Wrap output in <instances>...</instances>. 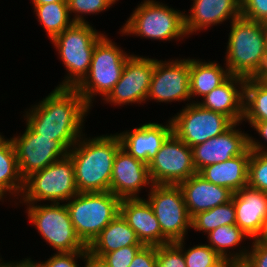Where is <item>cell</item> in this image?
Listing matches in <instances>:
<instances>
[{
	"label": "cell",
	"mask_w": 267,
	"mask_h": 267,
	"mask_svg": "<svg viewBox=\"0 0 267 267\" xmlns=\"http://www.w3.org/2000/svg\"><path fill=\"white\" fill-rule=\"evenodd\" d=\"M118 0H67L69 13H75L71 18L75 23H87L82 16L86 14H99L109 9Z\"/></svg>",
	"instance_id": "obj_34"
},
{
	"label": "cell",
	"mask_w": 267,
	"mask_h": 267,
	"mask_svg": "<svg viewBox=\"0 0 267 267\" xmlns=\"http://www.w3.org/2000/svg\"><path fill=\"white\" fill-rule=\"evenodd\" d=\"M121 199L110 191L78 193L65 203L76 234L88 247L120 213Z\"/></svg>",
	"instance_id": "obj_5"
},
{
	"label": "cell",
	"mask_w": 267,
	"mask_h": 267,
	"mask_svg": "<svg viewBox=\"0 0 267 267\" xmlns=\"http://www.w3.org/2000/svg\"><path fill=\"white\" fill-rule=\"evenodd\" d=\"M147 201L157 218L162 234L170 241L185 240L191 229V217L178 185L153 184Z\"/></svg>",
	"instance_id": "obj_10"
},
{
	"label": "cell",
	"mask_w": 267,
	"mask_h": 267,
	"mask_svg": "<svg viewBox=\"0 0 267 267\" xmlns=\"http://www.w3.org/2000/svg\"><path fill=\"white\" fill-rule=\"evenodd\" d=\"M189 58L159 61L154 59V71L146 101L157 102L189 101L190 95Z\"/></svg>",
	"instance_id": "obj_14"
},
{
	"label": "cell",
	"mask_w": 267,
	"mask_h": 267,
	"mask_svg": "<svg viewBox=\"0 0 267 267\" xmlns=\"http://www.w3.org/2000/svg\"><path fill=\"white\" fill-rule=\"evenodd\" d=\"M88 251L54 253L45 262H39L41 267H79L78 258L84 260Z\"/></svg>",
	"instance_id": "obj_38"
},
{
	"label": "cell",
	"mask_w": 267,
	"mask_h": 267,
	"mask_svg": "<svg viewBox=\"0 0 267 267\" xmlns=\"http://www.w3.org/2000/svg\"><path fill=\"white\" fill-rule=\"evenodd\" d=\"M245 78L231 75L224 83L203 96L202 107L227 116L233 123H242L244 114Z\"/></svg>",
	"instance_id": "obj_23"
},
{
	"label": "cell",
	"mask_w": 267,
	"mask_h": 267,
	"mask_svg": "<svg viewBox=\"0 0 267 267\" xmlns=\"http://www.w3.org/2000/svg\"><path fill=\"white\" fill-rule=\"evenodd\" d=\"M91 109L75 88L56 87L24 115L26 124L42 137L60 141L70 150L83 135Z\"/></svg>",
	"instance_id": "obj_1"
},
{
	"label": "cell",
	"mask_w": 267,
	"mask_h": 267,
	"mask_svg": "<svg viewBox=\"0 0 267 267\" xmlns=\"http://www.w3.org/2000/svg\"><path fill=\"white\" fill-rule=\"evenodd\" d=\"M189 71L191 98H195L197 95L198 97L205 96L231 76L226 66L224 69L215 61L203 62L199 59L189 58Z\"/></svg>",
	"instance_id": "obj_26"
},
{
	"label": "cell",
	"mask_w": 267,
	"mask_h": 267,
	"mask_svg": "<svg viewBox=\"0 0 267 267\" xmlns=\"http://www.w3.org/2000/svg\"><path fill=\"white\" fill-rule=\"evenodd\" d=\"M88 23H74L51 40L68 72L57 87L75 88L89 72L95 45L105 35Z\"/></svg>",
	"instance_id": "obj_4"
},
{
	"label": "cell",
	"mask_w": 267,
	"mask_h": 267,
	"mask_svg": "<svg viewBox=\"0 0 267 267\" xmlns=\"http://www.w3.org/2000/svg\"><path fill=\"white\" fill-rule=\"evenodd\" d=\"M28 219L49 246L60 252L88 251L76 234L65 203L27 204Z\"/></svg>",
	"instance_id": "obj_9"
},
{
	"label": "cell",
	"mask_w": 267,
	"mask_h": 267,
	"mask_svg": "<svg viewBox=\"0 0 267 267\" xmlns=\"http://www.w3.org/2000/svg\"><path fill=\"white\" fill-rule=\"evenodd\" d=\"M236 225L250 239L262 238L267 226V192L244 187L233 193Z\"/></svg>",
	"instance_id": "obj_18"
},
{
	"label": "cell",
	"mask_w": 267,
	"mask_h": 267,
	"mask_svg": "<svg viewBox=\"0 0 267 267\" xmlns=\"http://www.w3.org/2000/svg\"><path fill=\"white\" fill-rule=\"evenodd\" d=\"M195 102L186 104L180 113L170 119L172 132L189 147L218 136L233 124L227 116Z\"/></svg>",
	"instance_id": "obj_11"
},
{
	"label": "cell",
	"mask_w": 267,
	"mask_h": 267,
	"mask_svg": "<svg viewBox=\"0 0 267 267\" xmlns=\"http://www.w3.org/2000/svg\"><path fill=\"white\" fill-rule=\"evenodd\" d=\"M54 2H67V0H32L33 4H47Z\"/></svg>",
	"instance_id": "obj_45"
},
{
	"label": "cell",
	"mask_w": 267,
	"mask_h": 267,
	"mask_svg": "<svg viewBox=\"0 0 267 267\" xmlns=\"http://www.w3.org/2000/svg\"><path fill=\"white\" fill-rule=\"evenodd\" d=\"M250 126L257 131V133L267 142V121H247ZM258 142V140L253 139L249 136V149L251 151H267V148Z\"/></svg>",
	"instance_id": "obj_41"
},
{
	"label": "cell",
	"mask_w": 267,
	"mask_h": 267,
	"mask_svg": "<svg viewBox=\"0 0 267 267\" xmlns=\"http://www.w3.org/2000/svg\"><path fill=\"white\" fill-rule=\"evenodd\" d=\"M178 186L191 218L199 212L229 202L233 195L228 188L206 181L198 173L180 182Z\"/></svg>",
	"instance_id": "obj_22"
},
{
	"label": "cell",
	"mask_w": 267,
	"mask_h": 267,
	"mask_svg": "<svg viewBox=\"0 0 267 267\" xmlns=\"http://www.w3.org/2000/svg\"><path fill=\"white\" fill-rule=\"evenodd\" d=\"M267 121V86L257 77L245 80L243 121Z\"/></svg>",
	"instance_id": "obj_30"
},
{
	"label": "cell",
	"mask_w": 267,
	"mask_h": 267,
	"mask_svg": "<svg viewBox=\"0 0 267 267\" xmlns=\"http://www.w3.org/2000/svg\"><path fill=\"white\" fill-rule=\"evenodd\" d=\"M264 34H265V44H266V53H267V22L263 23Z\"/></svg>",
	"instance_id": "obj_47"
},
{
	"label": "cell",
	"mask_w": 267,
	"mask_h": 267,
	"mask_svg": "<svg viewBox=\"0 0 267 267\" xmlns=\"http://www.w3.org/2000/svg\"><path fill=\"white\" fill-rule=\"evenodd\" d=\"M130 56L107 35L95 45L89 72L75 87L90 108L97 94L105 99L113 90Z\"/></svg>",
	"instance_id": "obj_6"
},
{
	"label": "cell",
	"mask_w": 267,
	"mask_h": 267,
	"mask_svg": "<svg viewBox=\"0 0 267 267\" xmlns=\"http://www.w3.org/2000/svg\"><path fill=\"white\" fill-rule=\"evenodd\" d=\"M241 17L261 23L267 22V0H241Z\"/></svg>",
	"instance_id": "obj_37"
},
{
	"label": "cell",
	"mask_w": 267,
	"mask_h": 267,
	"mask_svg": "<svg viewBox=\"0 0 267 267\" xmlns=\"http://www.w3.org/2000/svg\"><path fill=\"white\" fill-rule=\"evenodd\" d=\"M262 238H264L265 240H267V226H266V230H265V233H264V235H263Z\"/></svg>",
	"instance_id": "obj_48"
},
{
	"label": "cell",
	"mask_w": 267,
	"mask_h": 267,
	"mask_svg": "<svg viewBox=\"0 0 267 267\" xmlns=\"http://www.w3.org/2000/svg\"><path fill=\"white\" fill-rule=\"evenodd\" d=\"M247 186L267 192V151H251Z\"/></svg>",
	"instance_id": "obj_33"
},
{
	"label": "cell",
	"mask_w": 267,
	"mask_h": 267,
	"mask_svg": "<svg viewBox=\"0 0 267 267\" xmlns=\"http://www.w3.org/2000/svg\"><path fill=\"white\" fill-rule=\"evenodd\" d=\"M144 245L124 246L118 250L105 253L101 258L108 267H129L137 252Z\"/></svg>",
	"instance_id": "obj_36"
},
{
	"label": "cell",
	"mask_w": 267,
	"mask_h": 267,
	"mask_svg": "<svg viewBox=\"0 0 267 267\" xmlns=\"http://www.w3.org/2000/svg\"><path fill=\"white\" fill-rule=\"evenodd\" d=\"M143 245L135 231L119 213L87 247L88 252L101 258L105 253L118 250L124 246Z\"/></svg>",
	"instance_id": "obj_25"
},
{
	"label": "cell",
	"mask_w": 267,
	"mask_h": 267,
	"mask_svg": "<svg viewBox=\"0 0 267 267\" xmlns=\"http://www.w3.org/2000/svg\"><path fill=\"white\" fill-rule=\"evenodd\" d=\"M191 6L190 14H184L187 36L241 16V0H194Z\"/></svg>",
	"instance_id": "obj_21"
},
{
	"label": "cell",
	"mask_w": 267,
	"mask_h": 267,
	"mask_svg": "<svg viewBox=\"0 0 267 267\" xmlns=\"http://www.w3.org/2000/svg\"><path fill=\"white\" fill-rule=\"evenodd\" d=\"M174 243L183 251L186 267H221L225 262L208 244L194 245L184 251V239Z\"/></svg>",
	"instance_id": "obj_32"
},
{
	"label": "cell",
	"mask_w": 267,
	"mask_h": 267,
	"mask_svg": "<svg viewBox=\"0 0 267 267\" xmlns=\"http://www.w3.org/2000/svg\"><path fill=\"white\" fill-rule=\"evenodd\" d=\"M230 23L225 53L229 73L245 79L259 77L267 63L263 23L241 16Z\"/></svg>",
	"instance_id": "obj_3"
},
{
	"label": "cell",
	"mask_w": 267,
	"mask_h": 267,
	"mask_svg": "<svg viewBox=\"0 0 267 267\" xmlns=\"http://www.w3.org/2000/svg\"><path fill=\"white\" fill-rule=\"evenodd\" d=\"M120 214L135 231L138 240L144 246H160L171 243L162 234L160 224L146 198L122 199Z\"/></svg>",
	"instance_id": "obj_19"
},
{
	"label": "cell",
	"mask_w": 267,
	"mask_h": 267,
	"mask_svg": "<svg viewBox=\"0 0 267 267\" xmlns=\"http://www.w3.org/2000/svg\"><path fill=\"white\" fill-rule=\"evenodd\" d=\"M171 133L172 122L169 119L166 125L155 122L144 123L118 135L122 148L137 160L148 165Z\"/></svg>",
	"instance_id": "obj_20"
},
{
	"label": "cell",
	"mask_w": 267,
	"mask_h": 267,
	"mask_svg": "<svg viewBox=\"0 0 267 267\" xmlns=\"http://www.w3.org/2000/svg\"><path fill=\"white\" fill-rule=\"evenodd\" d=\"M10 139L24 180L69 154V150L60 141H52L36 134L27 124L22 135Z\"/></svg>",
	"instance_id": "obj_13"
},
{
	"label": "cell",
	"mask_w": 267,
	"mask_h": 267,
	"mask_svg": "<svg viewBox=\"0 0 267 267\" xmlns=\"http://www.w3.org/2000/svg\"><path fill=\"white\" fill-rule=\"evenodd\" d=\"M221 267H249L245 261H225Z\"/></svg>",
	"instance_id": "obj_44"
},
{
	"label": "cell",
	"mask_w": 267,
	"mask_h": 267,
	"mask_svg": "<svg viewBox=\"0 0 267 267\" xmlns=\"http://www.w3.org/2000/svg\"><path fill=\"white\" fill-rule=\"evenodd\" d=\"M156 267H186L183 251L174 242L156 246Z\"/></svg>",
	"instance_id": "obj_35"
},
{
	"label": "cell",
	"mask_w": 267,
	"mask_h": 267,
	"mask_svg": "<svg viewBox=\"0 0 267 267\" xmlns=\"http://www.w3.org/2000/svg\"><path fill=\"white\" fill-rule=\"evenodd\" d=\"M146 185H153L148 165L137 160L122 147L117 151L111 174L110 192L119 199L139 197V191Z\"/></svg>",
	"instance_id": "obj_17"
},
{
	"label": "cell",
	"mask_w": 267,
	"mask_h": 267,
	"mask_svg": "<svg viewBox=\"0 0 267 267\" xmlns=\"http://www.w3.org/2000/svg\"><path fill=\"white\" fill-rule=\"evenodd\" d=\"M236 126H239V123H233L218 136L191 147L197 173L207 165L242 155L249 148V134L242 133Z\"/></svg>",
	"instance_id": "obj_16"
},
{
	"label": "cell",
	"mask_w": 267,
	"mask_h": 267,
	"mask_svg": "<svg viewBox=\"0 0 267 267\" xmlns=\"http://www.w3.org/2000/svg\"><path fill=\"white\" fill-rule=\"evenodd\" d=\"M120 32L153 40L184 39V12L156 0H144L134 8Z\"/></svg>",
	"instance_id": "obj_7"
},
{
	"label": "cell",
	"mask_w": 267,
	"mask_h": 267,
	"mask_svg": "<svg viewBox=\"0 0 267 267\" xmlns=\"http://www.w3.org/2000/svg\"><path fill=\"white\" fill-rule=\"evenodd\" d=\"M244 260L249 267H267V240L253 239L251 249H248Z\"/></svg>",
	"instance_id": "obj_39"
},
{
	"label": "cell",
	"mask_w": 267,
	"mask_h": 267,
	"mask_svg": "<svg viewBox=\"0 0 267 267\" xmlns=\"http://www.w3.org/2000/svg\"><path fill=\"white\" fill-rule=\"evenodd\" d=\"M33 6L38 22L42 24L50 40L75 23L70 19L67 2L33 4Z\"/></svg>",
	"instance_id": "obj_29"
},
{
	"label": "cell",
	"mask_w": 267,
	"mask_h": 267,
	"mask_svg": "<svg viewBox=\"0 0 267 267\" xmlns=\"http://www.w3.org/2000/svg\"><path fill=\"white\" fill-rule=\"evenodd\" d=\"M251 150L221 163H214L202 168L198 174L206 181L228 188L233 193L248 185V162Z\"/></svg>",
	"instance_id": "obj_24"
},
{
	"label": "cell",
	"mask_w": 267,
	"mask_h": 267,
	"mask_svg": "<svg viewBox=\"0 0 267 267\" xmlns=\"http://www.w3.org/2000/svg\"><path fill=\"white\" fill-rule=\"evenodd\" d=\"M153 71L154 58L131 54L125 63L120 80L103 100L115 106L145 103Z\"/></svg>",
	"instance_id": "obj_15"
},
{
	"label": "cell",
	"mask_w": 267,
	"mask_h": 267,
	"mask_svg": "<svg viewBox=\"0 0 267 267\" xmlns=\"http://www.w3.org/2000/svg\"><path fill=\"white\" fill-rule=\"evenodd\" d=\"M24 188L16 152L11 139L0 134V201L7 195L20 196ZM9 194H8V193ZM14 194V195H13Z\"/></svg>",
	"instance_id": "obj_27"
},
{
	"label": "cell",
	"mask_w": 267,
	"mask_h": 267,
	"mask_svg": "<svg viewBox=\"0 0 267 267\" xmlns=\"http://www.w3.org/2000/svg\"><path fill=\"white\" fill-rule=\"evenodd\" d=\"M209 246L216 251L225 261H244L246 259L249 250L241 249L239 252L233 250L235 246H238L244 239L250 240L249 236L244 233L236 224L222 225L212 230L207 234ZM243 239V240H242ZM229 253L227 254V252Z\"/></svg>",
	"instance_id": "obj_28"
},
{
	"label": "cell",
	"mask_w": 267,
	"mask_h": 267,
	"mask_svg": "<svg viewBox=\"0 0 267 267\" xmlns=\"http://www.w3.org/2000/svg\"><path fill=\"white\" fill-rule=\"evenodd\" d=\"M2 260H0V267H39L38 262H34L31 260V258H25L24 260L15 261V262H7L4 263Z\"/></svg>",
	"instance_id": "obj_42"
},
{
	"label": "cell",
	"mask_w": 267,
	"mask_h": 267,
	"mask_svg": "<svg viewBox=\"0 0 267 267\" xmlns=\"http://www.w3.org/2000/svg\"><path fill=\"white\" fill-rule=\"evenodd\" d=\"M84 261H86L84 267H108L102 258L96 257L90 252L85 254Z\"/></svg>",
	"instance_id": "obj_43"
},
{
	"label": "cell",
	"mask_w": 267,
	"mask_h": 267,
	"mask_svg": "<svg viewBox=\"0 0 267 267\" xmlns=\"http://www.w3.org/2000/svg\"><path fill=\"white\" fill-rule=\"evenodd\" d=\"M153 184L178 185L197 174L192 149L173 132L148 164Z\"/></svg>",
	"instance_id": "obj_12"
},
{
	"label": "cell",
	"mask_w": 267,
	"mask_h": 267,
	"mask_svg": "<svg viewBox=\"0 0 267 267\" xmlns=\"http://www.w3.org/2000/svg\"><path fill=\"white\" fill-rule=\"evenodd\" d=\"M80 137L69 150L74 164L75 181L80 193L110 191L113 162L122 147L118 135H101L94 138Z\"/></svg>",
	"instance_id": "obj_2"
},
{
	"label": "cell",
	"mask_w": 267,
	"mask_h": 267,
	"mask_svg": "<svg viewBox=\"0 0 267 267\" xmlns=\"http://www.w3.org/2000/svg\"><path fill=\"white\" fill-rule=\"evenodd\" d=\"M236 224L235 206L232 199L207 211L199 212L191 219V228L208 234L222 225Z\"/></svg>",
	"instance_id": "obj_31"
},
{
	"label": "cell",
	"mask_w": 267,
	"mask_h": 267,
	"mask_svg": "<svg viewBox=\"0 0 267 267\" xmlns=\"http://www.w3.org/2000/svg\"><path fill=\"white\" fill-rule=\"evenodd\" d=\"M129 267H156V246H143Z\"/></svg>",
	"instance_id": "obj_40"
},
{
	"label": "cell",
	"mask_w": 267,
	"mask_h": 267,
	"mask_svg": "<svg viewBox=\"0 0 267 267\" xmlns=\"http://www.w3.org/2000/svg\"><path fill=\"white\" fill-rule=\"evenodd\" d=\"M78 193L74 164L71 158L66 156L24 180L20 203L36 204L46 200L62 203Z\"/></svg>",
	"instance_id": "obj_8"
},
{
	"label": "cell",
	"mask_w": 267,
	"mask_h": 267,
	"mask_svg": "<svg viewBox=\"0 0 267 267\" xmlns=\"http://www.w3.org/2000/svg\"><path fill=\"white\" fill-rule=\"evenodd\" d=\"M258 78L267 86V63L265 69Z\"/></svg>",
	"instance_id": "obj_46"
}]
</instances>
